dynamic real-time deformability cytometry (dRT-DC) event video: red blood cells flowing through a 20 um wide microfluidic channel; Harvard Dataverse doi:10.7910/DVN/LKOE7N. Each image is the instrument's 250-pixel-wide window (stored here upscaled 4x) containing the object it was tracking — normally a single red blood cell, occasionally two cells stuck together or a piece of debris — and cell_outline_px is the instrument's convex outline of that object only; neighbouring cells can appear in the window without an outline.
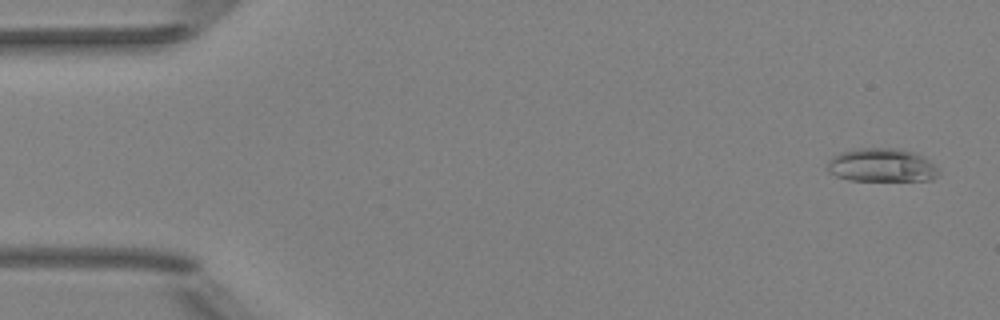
{"species": "Egyptian fruit bat (a non-hibernating species)", "species_latin": "Rousettus aegyptiacus", "temperature_condition": "room temperature", "stored_images_in_passage": 4, "camera_frame_rate_fps": 3000, "um_per_image_px": 0.085, "animal": {"sex": "female"}, "frame": {"image": 1, "passage_image": 1, "time_ms": 0.0, "image_size_px": [1000, 320], "cell_outline_px": [[940, 172], [932, 180], [848, 180], [836, 176], [828, 172], [828, 160], [832, 156], [840, 152], [856, 148], [900, 148], [912, 152], [928, 160]], "centroid_in_image_um": [74.89, 14.04], "position_along_channel_um": 10.1, "area_um2": 21.62}}